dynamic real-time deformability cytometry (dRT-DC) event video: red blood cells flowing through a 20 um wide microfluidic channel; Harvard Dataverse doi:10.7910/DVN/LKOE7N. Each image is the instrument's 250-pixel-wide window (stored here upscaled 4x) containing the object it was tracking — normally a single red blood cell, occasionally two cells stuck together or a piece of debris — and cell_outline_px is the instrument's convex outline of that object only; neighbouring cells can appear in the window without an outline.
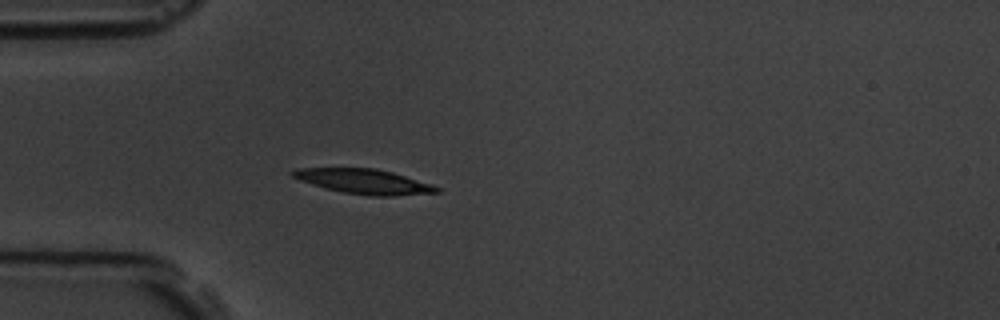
{"species": "common noctule bat (a hibernating species)", "species_latin": "Nyctalus noctula", "temperature_condition": "room temperature", "stored_images_in_passage": 3, "camera_frame_rate_fps": 3000, "um_per_image_px": 0.085, "animal": {"sex": "male", "body_mass_g": 19.5, "forearm_length_mm": 54.6}, "frame": {"image": 1, "passage_image": 3, "time_ms": 2.333, "image_size_px": [1000, 320], "cell_outline_px": [[440, 192], [396, 196], [368, 196], [344, 192], [324, 188], [300, 180], [292, 176], [288, 172], [296, 168], [376, 168], [392, 172], [432, 184], [440, 188]], "centroid_in_image_um": [30.94, 15.42], "position_along_channel_um": 54.1, "area_um2": 20.87}}